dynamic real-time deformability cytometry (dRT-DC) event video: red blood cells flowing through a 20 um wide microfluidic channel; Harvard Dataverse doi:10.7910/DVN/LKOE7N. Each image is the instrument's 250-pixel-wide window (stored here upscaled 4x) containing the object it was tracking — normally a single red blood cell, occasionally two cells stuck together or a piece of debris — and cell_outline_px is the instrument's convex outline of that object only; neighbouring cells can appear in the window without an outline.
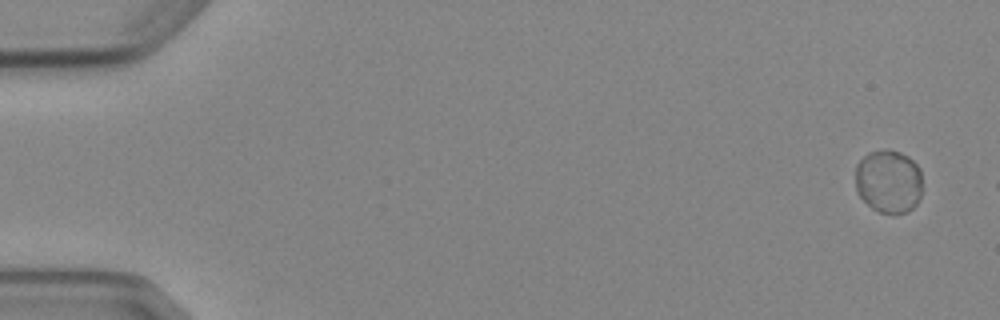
{"species": "Egyptian fruit bat (a non-hibernating species)", "species_latin": "Rousettus aegyptiacus", "temperature_condition": "cold", "stored_images_in_passage": 4, "camera_frame_rate_fps": 3000, "um_per_image_px": 0.085, "animal": {"sex": "female"}, "frame": {"image": 1, "passage_image": 1, "time_ms": 0.0, "image_size_px": [1000, 320], "cell_outline_px": [[920, 200], [908, 212], [880, 212], [872, 208], [860, 196], [856, 188], [856, 164], [868, 152], [884, 148], [900, 152], [908, 156], [920, 168]], "centroid_in_image_um": [75.52, 15.38], "position_along_channel_um": 9.5, "area_um2": 24.62}}